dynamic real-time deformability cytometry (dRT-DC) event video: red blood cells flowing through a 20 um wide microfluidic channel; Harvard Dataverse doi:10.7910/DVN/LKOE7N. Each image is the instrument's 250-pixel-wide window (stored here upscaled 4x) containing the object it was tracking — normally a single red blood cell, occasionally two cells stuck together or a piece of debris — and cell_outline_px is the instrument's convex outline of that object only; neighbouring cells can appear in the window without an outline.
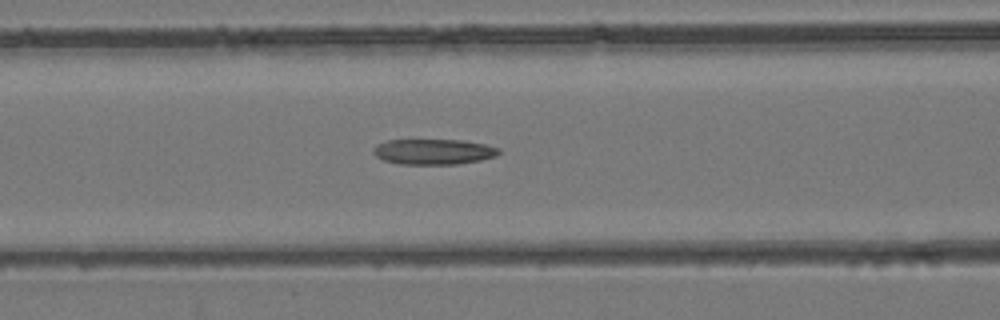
{"species": "common noctule bat (a hibernating species)", "species_latin": "Nyctalus noctula", "temperature_condition": "room temperature", "stored_images_in_passage": 46, "camera_frame_rate_fps": 3000, "um_per_image_px": 0.085, "animal": {"sex": "female", "body_mass_g": 24.6, "forearm_length_mm": 56.2}, "frame": {"image": 1, "passage_image": 19, "time_ms": 6.0, "image_size_px": [1000, 320], "cell_outline_px": [[500, 152], [496, 156], [480, 160], [456, 164], [400, 164], [384, 160], [376, 156], [372, 152], [372, 148], [376, 144], [388, 140], [464, 140], [484, 144], [500, 148]], "centroid_in_image_um": [36.83, 12.89], "position_along_channel_um": 129.8, "area_um2": 18.67}}
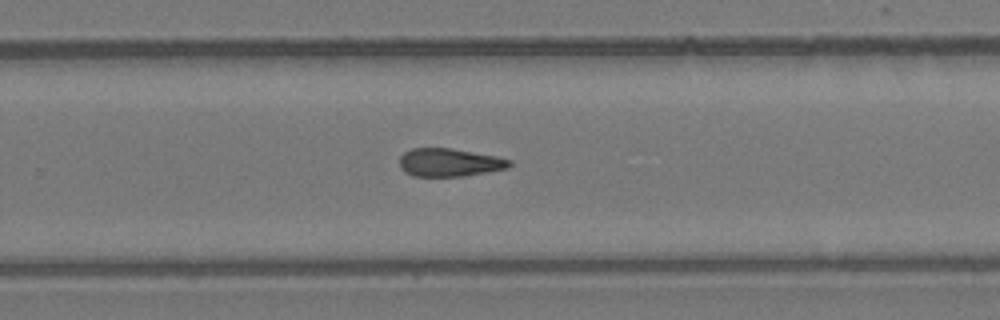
{"frame": {"image": 2, "passage_image": 30, "time_ms": 9.667, "image_size_px": [1000, 320], "cell_outline_px": [[512, 164], [508, 168], [488, 172], [464, 176], [412, 176], [404, 172], [400, 168], [400, 156], [404, 152], [412, 148], [452, 148], [496, 156], [512, 160]], "centroid_in_image_um": [38.2, 13.81], "position_along_channel_um": 291.6, "area_um2": 18.15}}
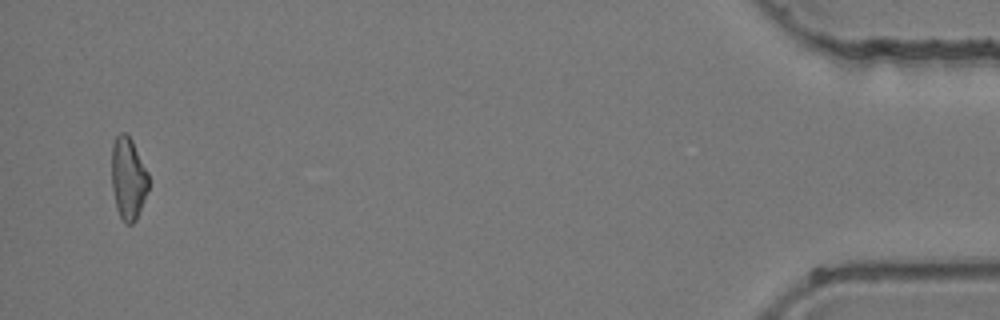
{"frame": {"image": 3, "passage_image": 45, "time_ms": 14.667, "image_size_px": [1000, 320], "cell_outline_px": [[148, 188], [136, 220], [132, 224], [124, 224], [116, 208], [112, 188], [112, 144], [116, 136], [120, 132], [124, 132], [132, 140], [148, 172]], "centroid_in_image_um": [10.88, 15.16], "position_along_channel_um": 424.3, "area_um2": 17.63}}